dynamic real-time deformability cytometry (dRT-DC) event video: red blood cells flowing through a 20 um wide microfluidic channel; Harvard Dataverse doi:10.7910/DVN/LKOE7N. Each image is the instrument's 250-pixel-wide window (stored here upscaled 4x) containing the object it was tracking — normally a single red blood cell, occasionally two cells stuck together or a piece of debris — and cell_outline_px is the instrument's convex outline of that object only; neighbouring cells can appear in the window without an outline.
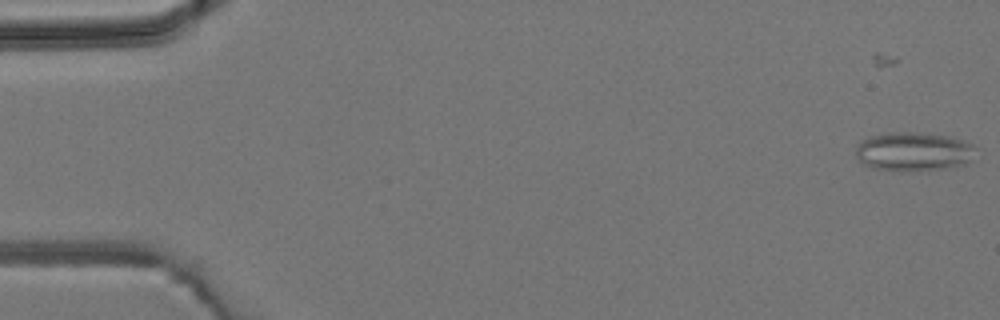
{"species": "common noctule bat (a hibernating species)", "species_latin": "Nyctalus noctula", "temperature_condition": "room temperature", "stored_images_in_passage": 9, "camera_frame_rate_fps": 3000, "um_per_image_px": 0.085, "animal": {"sex": "male", "body_mass_g": 19.2, "forearm_length_mm": 51.8}, "frame": {"image": 1, "passage_image": 2, "time_ms": 1.333, "image_size_px": [1000, 320], "cell_outline_px": [[976, 148], [972, 160], [964, 164], [944, 168], [920, 172], [908, 172], [872, 168], [864, 164], [856, 156], [856, 148], [868, 136], [892, 132], [928, 132], [948, 136], [972, 144]], "centroid_in_image_um": [77.67, 12.89], "position_along_channel_um": 7.3, "area_um2": 27.51}}
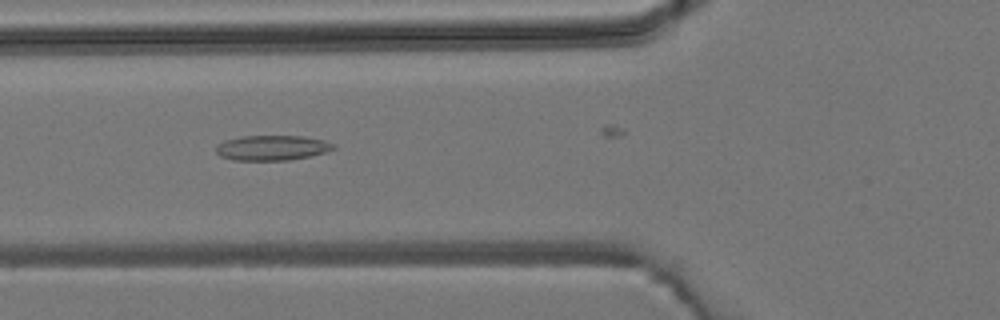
{"frame": {"image": 2, "passage_image": 7, "time_ms": 7.0, "image_size_px": [1000, 320], "cell_outline_px": [[336, 148], [324, 152], [308, 156], [288, 160], [232, 160], [220, 156], [216, 152], [216, 144], [224, 140], [240, 136], [304, 136], [324, 140], [336, 144]], "centroid_in_image_um": [23.1, 12.55], "position_along_channel_um": 102.7, "area_um2": 17.22}}
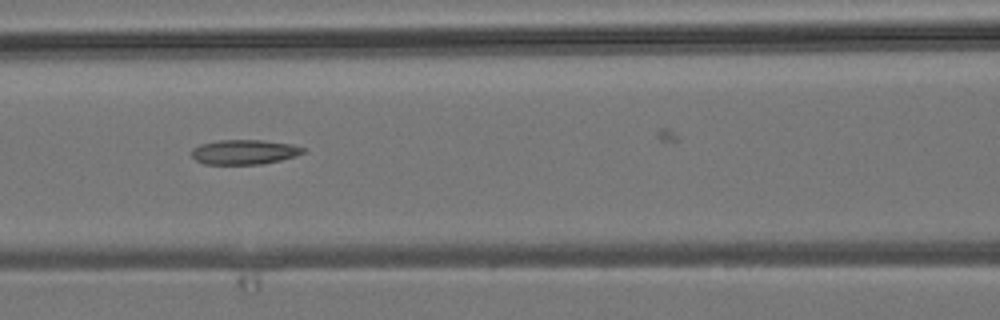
{"frame": {"image": 3, "passage_image": 8, "time_ms": 8.0, "image_size_px": [1000, 320], "cell_outline_px": [[308, 152], [296, 156], [280, 160], [260, 164], [204, 164], [196, 160], [192, 156], [192, 148], [200, 144], [216, 140], [260, 140], [292, 144], [308, 148]], "centroid_in_image_um": [20.81, 12.91], "position_along_channel_um": 145.8, "area_um2": 16.24}}